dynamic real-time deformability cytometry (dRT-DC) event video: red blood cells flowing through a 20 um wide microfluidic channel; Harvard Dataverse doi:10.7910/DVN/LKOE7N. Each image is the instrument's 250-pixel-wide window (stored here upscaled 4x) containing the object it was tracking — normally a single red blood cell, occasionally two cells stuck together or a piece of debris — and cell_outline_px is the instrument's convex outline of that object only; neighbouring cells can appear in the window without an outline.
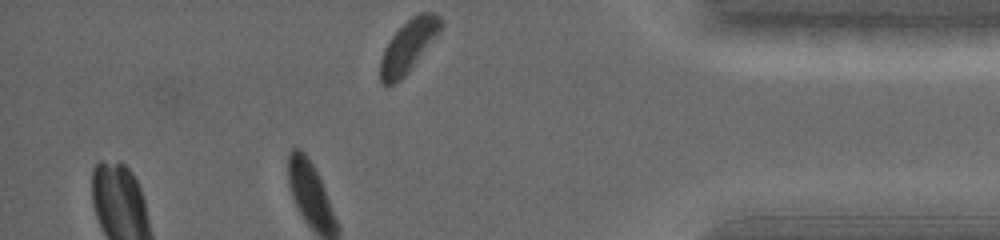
{"species": "common noctule bat (a hibernating species)", "species_latin": "Nyctalus noctula", "temperature_condition": "warm", "stored_images_in_passage": 22, "camera_frame_rate_fps": 5000, "um_per_image_px": 0.085, "animal": {"sex": "female", "body_mass_g": 19.0, "forearm_length_mm": 56.7}, "frame": {"image": 1, "passage_image": 22, "time_ms": 7.6, "image_size_px": [1000, 240], "cell_outline_px": [[444, 24], [440, 32], [408, 72], [400, 80], [384, 88], [380, 84], [380, 60], [384, 48], [392, 36], [412, 16], [420, 12], [432, 12], [440, 16]], "centroid_in_image_um": [34.71, 3.93], "position_along_channel_um": 400.5, "area_um2": 18.44}}